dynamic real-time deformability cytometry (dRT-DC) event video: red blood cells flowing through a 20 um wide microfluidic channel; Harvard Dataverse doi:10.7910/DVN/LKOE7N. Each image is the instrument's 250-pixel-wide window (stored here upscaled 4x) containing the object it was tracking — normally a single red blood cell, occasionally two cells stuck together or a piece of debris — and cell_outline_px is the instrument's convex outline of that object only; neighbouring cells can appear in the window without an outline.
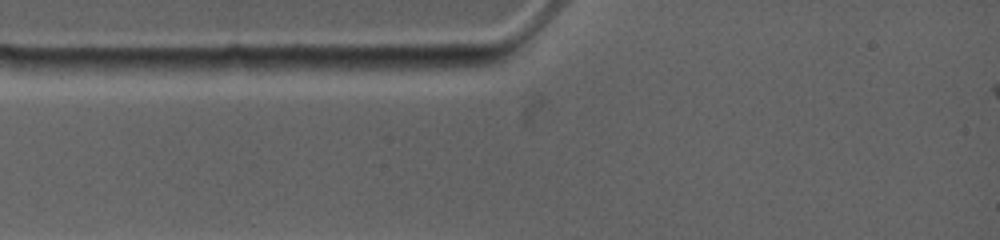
{"species": "common noctule bat (a hibernating species)", "species_latin": "Nyctalus noctula", "temperature_condition": "warm", "stored_images_in_passage": 2, "camera_frame_rate_fps": 4500, "um_per_image_px": 0.085, "animal": {"sex": "female", "body_mass_g": 19.0, "forearm_length_mm": 53.3}, "frame": {"image": 1, "passage_image": 1, "time_ms": 0.0, "image_size_px": [1000, 240], "cell_outline_px": [[504, 60], [488, 64], [452, 72], [360, 68], [372, 56], [504, 52]], "centroid_in_image_um": [36.86, 5.24], "position_along_channel_um": 48.1, "area_um2": 14.51}}